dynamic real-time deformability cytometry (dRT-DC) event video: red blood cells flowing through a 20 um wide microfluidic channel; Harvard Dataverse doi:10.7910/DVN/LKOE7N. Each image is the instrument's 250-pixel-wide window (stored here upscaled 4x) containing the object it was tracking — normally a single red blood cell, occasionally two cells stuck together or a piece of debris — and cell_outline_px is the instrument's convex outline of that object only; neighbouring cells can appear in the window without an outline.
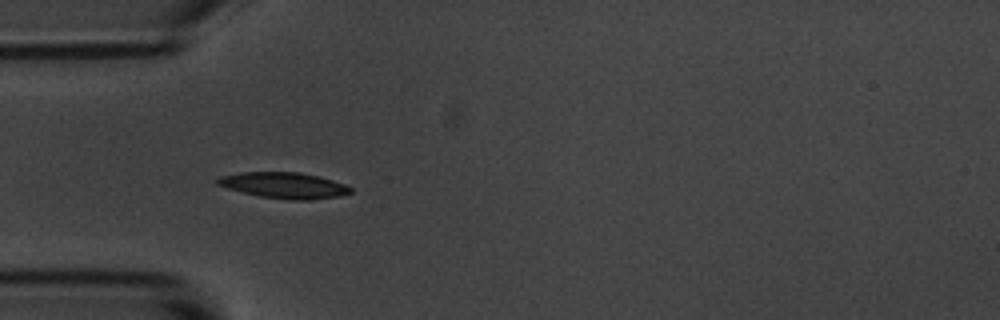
{"species": "common noctule bat (a hibernating species)", "species_latin": "Nyctalus noctula", "temperature_condition": "room temperature", "stored_images_in_passage": 5, "camera_frame_rate_fps": 3000, "um_per_image_px": 0.085, "animal": {"sex": "male", "body_mass_g": 20.1, "forearm_length_mm": 53.5}, "frame": {"image": 1, "passage_image": 4, "time_ms": 1.0, "image_size_px": [1000, 320], "cell_outline_px": [[352, 192], [340, 196], [312, 200], [292, 200], [260, 196], [228, 188], [216, 184], [216, 180], [220, 176], [240, 172], [296, 172], [316, 176], [332, 180], [344, 184], [352, 188]], "centroid_in_image_um": [24.15, 15.76], "position_along_channel_um": 60.8, "area_um2": 19.94}}